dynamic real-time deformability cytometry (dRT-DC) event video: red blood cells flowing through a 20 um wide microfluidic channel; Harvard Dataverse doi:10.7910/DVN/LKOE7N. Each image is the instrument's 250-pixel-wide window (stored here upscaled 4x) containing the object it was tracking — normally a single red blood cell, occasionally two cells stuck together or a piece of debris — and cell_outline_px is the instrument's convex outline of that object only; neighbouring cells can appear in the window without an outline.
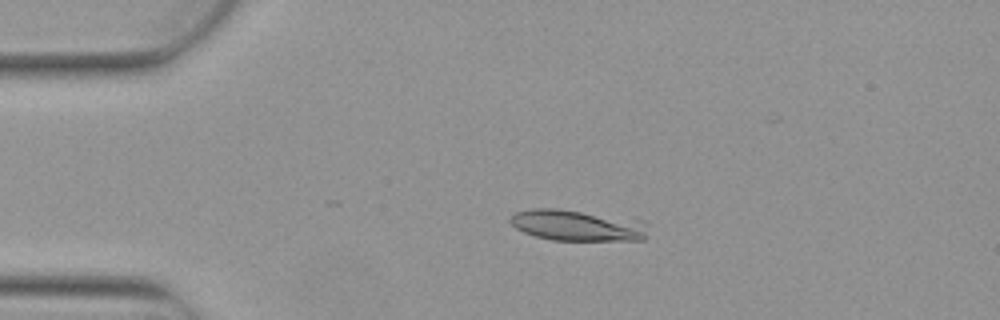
{"species": "Egyptian fruit bat (a non-hibernating species)", "species_latin": "Rousettus aegyptiacus", "temperature_condition": "warm", "stored_images_in_passage": 5, "camera_frame_rate_fps": 3000, "um_per_image_px": 0.085, "animal": {"sex": "female"}, "frame": {"image": 1, "passage_image": 3, "time_ms": 0.667, "image_size_px": [1000, 320], "cell_outline_px": [[648, 224], [644, 240], [552, 240], [536, 236], [524, 232], [516, 228], [508, 220], [516, 212], [532, 208], [556, 208], [580, 212]], "centroid_in_image_um": [48.95, 19.18], "position_along_channel_um": 36.1, "area_um2": 23.93}}